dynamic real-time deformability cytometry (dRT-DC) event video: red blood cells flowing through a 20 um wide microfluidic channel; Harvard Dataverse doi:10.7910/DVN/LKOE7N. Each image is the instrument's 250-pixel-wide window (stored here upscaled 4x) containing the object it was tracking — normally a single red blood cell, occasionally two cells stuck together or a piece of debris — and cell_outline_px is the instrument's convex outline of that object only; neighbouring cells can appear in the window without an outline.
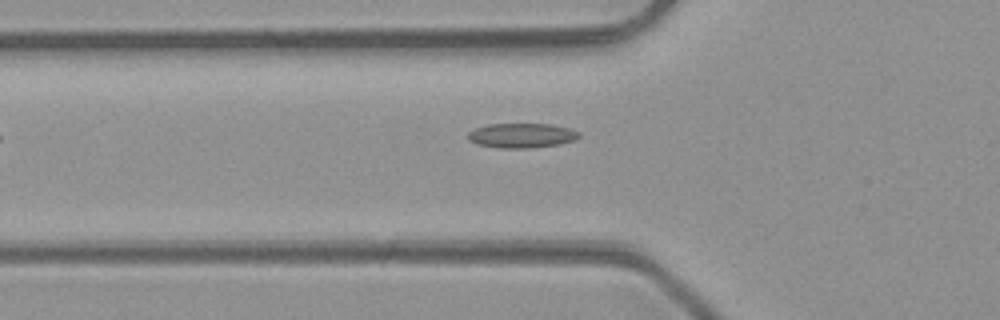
{"species": "common noctule bat (a hibernating species)", "species_latin": "Nyctalus noctula", "temperature_condition": "room temperature", "stored_images_in_passage": 5, "camera_frame_rate_fps": 3000, "um_per_image_px": 0.085, "animal": {"sex": "male", "body_mass_g": 23.1, "forearm_length_mm": 52.7}, "frame": {"image": 1, "passage_image": 5, "time_ms": 4.667, "image_size_px": [1000, 320], "cell_outline_px": [[580, 136], [576, 140], [560, 144], [532, 148], [500, 148], [476, 144], [468, 140], [468, 132], [476, 128], [488, 124], [552, 124], [572, 128], [580, 132]], "centroid_in_image_um": [44.38, 11.52], "position_along_channel_um": 81.4, "area_um2": 16.18}}